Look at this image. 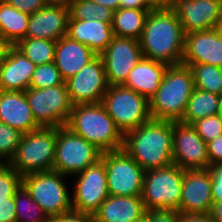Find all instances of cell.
<instances>
[{"instance_id":"1","label":"cell","mask_w":222,"mask_h":222,"mask_svg":"<svg viewBox=\"0 0 222 222\" xmlns=\"http://www.w3.org/2000/svg\"><path fill=\"white\" fill-rule=\"evenodd\" d=\"M184 32L172 9H153L149 12L139 43L143 57L170 65L183 59Z\"/></svg>"},{"instance_id":"2","label":"cell","mask_w":222,"mask_h":222,"mask_svg":"<svg viewBox=\"0 0 222 222\" xmlns=\"http://www.w3.org/2000/svg\"><path fill=\"white\" fill-rule=\"evenodd\" d=\"M123 149L146 171L173 163V121L150 119L127 132Z\"/></svg>"},{"instance_id":"3","label":"cell","mask_w":222,"mask_h":222,"mask_svg":"<svg viewBox=\"0 0 222 222\" xmlns=\"http://www.w3.org/2000/svg\"><path fill=\"white\" fill-rule=\"evenodd\" d=\"M65 126L93 144L102 153L123 148L124 136L101 102L73 105Z\"/></svg>"},{"instance_id":"4","label":"cell","mask_w":222,"mask_h":222,"mask_svg":"<svg viewBox=\"0 0 222 222\" xmlns=\"http://www.w3.org/2000/svg\"><path fill=\"white\" fill-rule=\"evenodd\" d=\"M194 88L193 75L188 66H168L162 83L149 100L151 119L180 121Z\"/></svg>"},{"instance_id":"5","label":"cell","mask_w":222,"mask_h":222,"mask_svg":"<svg viewBox=\"0 0 222 222\" xmlns=\"http://www.w3.org/2000/svg\"><path fill=\"white\" fill-rule=\"evenodd\" d=\"M57 127H41L22 135L9 164L22 176L53 170Z\"/></svg>"},{"instance_id":"6","label":"cell","mask_w":222,"mask_h":222,"mask_svg":"<svg viewBox=\"0 0 222 222\" xmlns=\"http://www.w3.org/2000/svg\"><path fill=\"white\" fill-rule=\"evenodd\" d=\"M184 170L174 163L146 170L141 198L146 211L175 210L180 213Z\"/></svg>"},{"instance_id":"7","label":"cell","mask_w":222,"mask_h":222,"mask_svg":"<svg viewBox=\"0 0 222 222\" xmlns=\"http://www.w3.org/2000/svg\"><path fill=\"white\" fill-rule=\"evenodd\" d=\"M101 103L123 136L151 119L149 101L123 85L108 86Z\"/></svg>"},{"instance_id":"8","label":"cell","mask_w":222,"mask_h":222,"mask_svg":"<svg viewBox=\"0 0 222 222\" xmlns=\"http://www.w3.org/2000/svg\"><path fill=\"white\" fill-rule=\"evenodd\" d=\"M102 152L66 126L57 127L53 170L64 176H76L101 160Z\"/></svg>"},{"instance_id":"9","label":"cell","mask_w":222,"mask_h":222,"mask_svg":"<svg viewBox=\"0 0 222 222\" xmlns=\"http://www.w3.org/2000/svg\"><path fill=\"white\" fill-rule=\"evenodd\" d=\"M65 177L54 170L36 172L22 176V184L48 217L57 216L73 210Z\"/></svg>"},{"instance_id":"10","label":"cell","mask_w":222,"mask_h":222,"mask_svg":"<svg viewBox=\"0 0 222 222\" xmlns=\"http://www.w3.org/2000/svg\"><path fill=\"white\" fill-rule=\"evenodd\" d=\"M109 195L141 196L145 170L122 148L102 153Z\"/></svg>"},{"instance_id":"11","label":"cell","mask_w":222,"mask_h":222,"mask_svg":"<svg viewBox=\"0 0 222 222\" xmlns=\"http://www.w3.org/2000/svg\"><path fill=\"white\" fill-rule=\"evenodd\" d=\"M35 122L40 127H61L69 120L73 104L66 83L44 89L25 90Z\"/></svg>"},{"instance_id":"12","label":"cell","mask_w":222,"mask_h":222,"mask_svg":"<svg viewBox=\"0 0 222 222\" xmlns=\"http://www.w3.org/2000/svg\"><path fill=\"white\" fill-rule=\"evenodd\" d=\"M76 175L71 195L72 209L93 215L109 196L105 164L99 160Z\"/></svg>"},{"instance_id":"13","label":"cell","mask_w":222,"mask_h":222,"mask_svg":"<svg viewBox=\"0 0 222 222\" xmlns=\"http://www.w3.org/2000/svg\"><path fill=\"white\" fill-rule=\"evenodd\" d=\"M172 159L182 170H203L210 167L207 143L191 124L173 121Z\"/></svg>"},{"instance_id":"14","label":"cell","mask_w":222,"mask_h":222,"mask_svg":"<svg viewBox=\"0 0 222 222\" xmlns=\"http://www.w3.org/2000/svg\"><path fill=\"white\" fill-rule=\"evenodd\" d=\"M108 86L123 85L132 68L143 58L139 40L114 36L100 55Z\"/></svg>"},{"instance_id":"15","label":"cell","mask_w":222,"mask_h":222,"mask_svg":"<svg viewBox=\"0 0 222 222\" xmlns=\"http://www.w3.org/2000/svg\"><path fill=\"white\" fill-rule=\"evenodd\" d=\"M65 83L73 105L102 102L108 83L101 56L97 55Z\"/></svg>"},{"instance_id":"16","label":"cell","mask_w":222,"mask_h":222,"mask_svg":"<svg viewBox=\"0 0 222 222\" xmlns=\"http://www.w3.org/2000/svg\"><path fill=\"white\" fill-rule=\"evenodd\" d=\"M172 10L189 34L215 28L222 19V0H178Z\"/></svg>"},{"instance_id":"17","label":"cell","mask_w":222,"mask_h":222,"mask_svg":"<svg viewBox=\"0 0 222 222\" xmlns=\"http://www.w3.org/2000/svg\"><path fill=\"white\" fill-rule=\"evenodd\" d=\"M212 180L209 169L184 170L181 214H209L212 208Z\"/></svg>"},{"instance_id":"18","label":"cell","mask_w":222,"mask_h":222,"mask_svg":"<svg viewBox=\"0 0 222 222\" xmlns=\"http://www.w3.org/2000/svg\"><path fill=\"white\" fill-rule=\"evenodd\" d=\"M181 64H210L222 68V40L215 28L184 35Z\"/></svg>"},{"instance_id":"19","label":"cell","mask_w":222,"mask_h":222,"mask_svg":"<svg viewBox=\"0 0 222 222\" xmlns=\"http://www.w3.org/2000/svg\"><path fill=\"white\" fill-rule=\"evenodd\" d=\"M69 7L47 4L30 14L26 37L58 41L67 36Z\"/></svg>"},{"instance_id":"20","label":"cell","mask_w":222,"mask_h":222,"mask_svg":"<svg viewBox=\"0 0 222 222\" xmlns=\"http://www.w3.org/2000/svg\"><path fill=\"white\" fill-rule=\"evenodd\" d=\"M36 66L15 46H7L4 55L0 58V90L29 89Z\"/></svg>"},{"instance_id":"21","label":"cell","mask_w":222,"mask_h":222,"mask_svg":"<svg viewBox=\"0 0 222 222\" xmlns=\"http://www.w3.org/2000/svg\"><path fill=\"white\" fill-rule=\"evenodd\" d=\"M0 122L23 134L41 128L35 122L25 91L0 90Z\"/></svg>"},{"instance_id":"22","label":"cell","mask_w":222,"mask_h":222,"mask_svg":"<svg viewBox=\"0 0 222 222\" xmlns=\"http://www.w3.org/2000/svg\"><path fill=\"white\" fill-rule=\"evenodd\" d=\"M67 36L101 55L114 37L112 22L69 19Z\"/></svg>"},{"instance_id":"23","label":"cell","mask_w":222,"mask_h":222,"mask_svg":"<svg viewBox=\"0 0 222 222\" xmlns=\"http://www.w3.org/2000/svg\"><path fill=\"white\" fill-rule=\"evenodd\" d=\"M96 56L97 54L85 44L64 36L56 41L54 64L60 71L63 80L66 81Z\"/></svg>"},{"instance_id":"24","label":"cell","mask_w":222,"mask_h":222,"mask_svg":"<svg viewBox=\"0 0 222 222\" xmlns=\"http://www.w3.org/2000/svg\"><path fill=\"white\" fill-rule=\"evenodd\" d=\"M168 66L166 63L143 57L131 69L123 86L134 90L149 101L162 83Z\"/></svg>"},{"instance_id":"25","label":"cell","mask_w":222,"mask_h":222,"mask_svg":"<svg viewBox=\"0 0 222 222\" xmlns=\"http://www.w3.org/2000/svg\"><path fill=\"white\" fill-rule=\"evenodd\" d=\"M145 214L141 196L109 195L93 216L94 222H133Z\"/></svg>"},{"instance_id":"26","label":"cell","mask_w":222,"mask_h":222,"mask_svg":"<svg viewBox=\"0 0 222 222\" xmlns=\"http://www.w3.org/2000/svg\"><path fill=\"white\" fill-rule=\"evenodd\" d=\"M30 15L0 0V36L8 46L26 38Z\"/></svg>"},{"instance_id":"27","label":"cell","mask_w":222,"mask_h":222,"mask_svg":"<svg viewBox=\"0 0 222 222\" xmlns=\"http://www.w3.org/2000/svg\"><path fill=\"white\" fill-rule=\"evenodd\" d=\"M221 103V95L194 88L183 118L180 121L192 124L198 119L216 115L219 113Z\"/></svg>"},{"instance_id":"28","label":"cell","mask_w":222,"mask_h":222,"mask_svg":"<svg viewBox=\"0 0 222 222\" xmlns=\"http://www.w3.org/2000/svg\"><path fill=\"white\" fill-rule=\"evenodd\" d=\"M150 11L127 8L115 10L112 21L114 36L139 40Z\"/></svg>"},{"instance_id":"29","label":"cell","mask_w":222,"mask_h":222,"mask_svg":"<svg viewBox=\"0 0 222 222\" xmlns=\"http://www.w3.org/2000/svg\"><path fill=\"white\" fill-rule=\"evenodd\" d=\"M15 47L36 65L54 62L56 41L26 37L21 39Z\"/></svg>"},{"instance_id":"30","label":"cell","mask_w":222,"mask_h":222,"mask_svg":"<svg viewBox=\"0 0 222 222\" xmlns=\"http://www.w3.org/2000/svg\"><path fill=\"white\" fill-rule=\"evenodd\" d=\"M190 68L197 89L222 96V68L210 64H183Z\"/></svg>"},{"instance_id":"31","label":"cell","mask_w":222,"mask_h":222,"mask_svg":"<svg viewBox=\"0 0 222 222\" xmlns=\"http://www.w3.org/2000/svg\"><path fill=\"white\" fill-rule=\"evenodd\" d=\"M16 204L17 222H47L48 216L41 207L32 199L29 191L23 184L14 195Z\"/></svg>"},{"instance_id":"32","label":"cell","mask_w":222,"mask_h":222,"mask_svg":"<svg viewBox=\"0 0 222 222\" xmlns=\"http://www.w3.org/2000/svg\"><path fill=\"white\" fill-rule=\"evenodd\" d=\"M69 19L113 21V10L91 0H72Z\"/></svg>"},{"instance_id":"33","label":"cell","mask_w":222,"mask_h":222,"mask_svg":"<svg viewBox=\"0 0 222 222\" xmlns=\"http://www.w3.org/2000/svg\"><path fill=\"white\" fill-rule=\"evenodd\" d=\"M65 81L54 62L37 65L33 72L29 88L44 89L56 85H62Z\"/></svg>"},{"instance_id":"34","label":"cell","mask_w":222,"mask_h":222,"mask_svg":"<svg viewBox=\"0 0 222 222\" xmlns=\"http://www.w3.org/2000/svg\"><path fill=\"white\" fill-rule=\"evenodd\" d=\"M23 133L0 122V162L9 163L13 158ZM3 160V161H2Z\"/></svg>"},{"instance_id":"35","label":"cell","mask_w":222,"mask_h":222,"mask_svg":"<svg viewBox=\"0 0 222 222\" xmlns=\"http://www.w3.org/2000/svg\"><path fill=\"white\" fill-rule=\"evenodd\" d=\"M22 184V175L9 163L0 162V200L14 197L16 190Z\"/></svg>"},{"instance_id":"36","label":"cell","mask_w":222,"mask_h":222,"mask_svg":"<svg viewBox=\"0 0 222 222\" xmlns=\"http://www.w3.org/2000/svg\"><path fill=\"white\" fill-rule=\"evenodd\" d=\"M205 143L222 134V118L216 114L196 120L191 124Z\"/></svg>"},{"instance_id":"37","label":"cell","mask_w":222,"mask_h":222,"mask_svg":"<svg viewBox=\"0 0 222 222\" xmlns=\"http://www.w3.org/2000/svg\"><path fill=\"white\" fill-rule=\"evenodd\" d=\"M209 172L212 180V201L213 203L222 201V164L210 166Z\"/></svg>"},{"instance_id":"38","label":"cell","mask_w":222,"mask_h":222,"mask_svg":"<svg viewBox=\"0 0 222 222\" xmlns=\"http://www.w3.org/2000/svg\"><path fill=\"white\" fill-rule=\"evenodd\" d=\"M47 222H94V216L72 210L61 215L50 216Z\"/></svg>"},{"instance_id":"39","label":"cell","mask_w":222,"mask_h":222,"mask_svg":"<svg viewBox=\"0 0 222 222\" xmlns=\"http://www.w3.org/2000/svg\"><path fill=\"white\" fill-rule=\"evenodd\" d=\"M20 12L32 14L47 5L45 0H4Z\"/></svg>"},{"instance_id":"40","label":"cell","mask_w":222,"mask_h":222,"mask_svg":"<svg viewBox=\"0 0 222 222\" xmlns=\"http://www.w3.org/2000/svg\"><path fill=\"white\" fill-rule=\"evenodd\" d=\"M0 222H17L14 197L0 200Z\"/></svg>"},{"instance_id":"41","label":"cell","mask_w":222,"mask_h":222,"mask_svg":"<svg viewBox=\"0 0 222 222\" xmlns=\"http://www.w3.org/2000/svg\"><path fill=\"white\" fill-rule=\"evenodd\" d=\"M210 166L222 164V134L207 143Z\"/></svg>"},{"instance_id":"42","label":"cell","mask_w":222,"mask_h":222,"mask_svg":"<svg viewBox=\"0 0 222 222\" xmlns=\"http://www.w3.org/2000/svg\"><path fill=\"white\" fill-rule=\"evenodd\" d=\"M149 222H178L179 212L175 210H148Z\"/></svg>"},{"instance_id":"43","label":"cell","mask_w":222,"mask_h":222,"mask_svg":"<svg viewBox=\"0 0 222 222\" xmlns=\"http://www.w3.org/2000/svg\"><path fill=\"white\" fill-rule=\"evenodd\" d=\"M121 9L153 10L147 0H120Z\"/></svg>"},{"instance_id":"44","label":"cell","mask_w":222,"mask_h":222,"mask_svg":"<svg viewBox=\"0 0 222 222\" xmlns=\"http://www.w3.org/2000/svg\"><path fill=\"white\" fill-rule=\"evenodd\" d=\"M178 222H214L210 214H181L179 213Z\"/></svg>"},{"instance_id":"45","label":"cell","mask_w":222,"mask_h":222,"mask_svg":"<svg viewBox=\"0 0 222 222\" xmlns=\"http://www.w3.org/2000/svg\"><path fill=\"white\" fill-rule=\"evenodd\" d=\"M153 9H172L178 0H147Z\"/></svg>"},{"instance_id":"46","label":"cell","mask_w":222,"mask_h":222,"mask_svg":"<svg viewBox=\"0 0 222 222\" xmlns=\"http://www.w3.org/2000/svg\"><path fill=\"white\" fill-rule=\"evenodd\" d=\"M209 214L214 222H222V201L213 203Z\"/></svg>"},{"instance_id":"47","label":"cell","mask_w":222,"mask_h":222,"mask_svg":"<svg viewBox=\"0 0 222 222\" xmlns=\"http://www.w3.org/2000/svg\"><path fill=\"white\" fill-rule=\"evenodd\" d=\"M99 5H103L112 9L113 11L119 9L120 7V0H91Z\"/></svg>"},{"instance_id":"48","label":"cell","mask_w":222,"mask_h":222,"mask_svg":"<svg viewBox=\"0 0 222 222\" xmlns=\"http://www.w3.org/2000/svg\"><path fill=\"white\" fill-rule=\"evenodd\" d=\"M47 4L51 5H64L69 7L72 0H45Z\"/></svg>"},{"instance_id":"49","label":"cell","mask_w":222,"mask_h":222,"mask_svg":"<svg viewBox=\"0 0 222 222\" xmlns=\"http://www.w3.org/2000/svg\"><path fill=\"white\" fill-rule=\"evenodd\" d=\"M7 46L8 45L3 41L2 37L0 36V58L4 55Z\"/></svg>"},{"instance_id":"50","label":"cell","mask_w":222,"mask_h":222,"mask_svg":"<svg viewBox=\"0 0 222 222\" xmlns=\"http://www.w3.org/2000/svg\"><path fill=\"white\" fill-rule=\"evenodd\" d=\"M215 30L217 31V33L219 34V36L222 40V19L215 26Z\"/></svg>"},{"instance_id":"51","label":"cell","mask_w":222,"mask_h":222,"mask_svg":"<svg viewBox=\"0 0 222 222\" xmlns=\"http://www.w3.org/2000/svg\"><path fill=\"white\" fill-rule=\"evenodd\" d=\"M133 222H149V217L147 214H145L144 216H142L140 219L133 221Z\"/></svg>"},{"instance_id":"52","label":"cell","mask_w":222,"mask_h":222,"mask_svg":"<svg viewBox=\"0 0 222 222\" xmlns=\"http://www.w3.org/2000/svg\"><path fill=\"white\" fill-rule=\"evenodd\" d=\"M218 115L222 118V103H221V106H220V108H219V113H218Z\"/></svg>"}]
</instances>
